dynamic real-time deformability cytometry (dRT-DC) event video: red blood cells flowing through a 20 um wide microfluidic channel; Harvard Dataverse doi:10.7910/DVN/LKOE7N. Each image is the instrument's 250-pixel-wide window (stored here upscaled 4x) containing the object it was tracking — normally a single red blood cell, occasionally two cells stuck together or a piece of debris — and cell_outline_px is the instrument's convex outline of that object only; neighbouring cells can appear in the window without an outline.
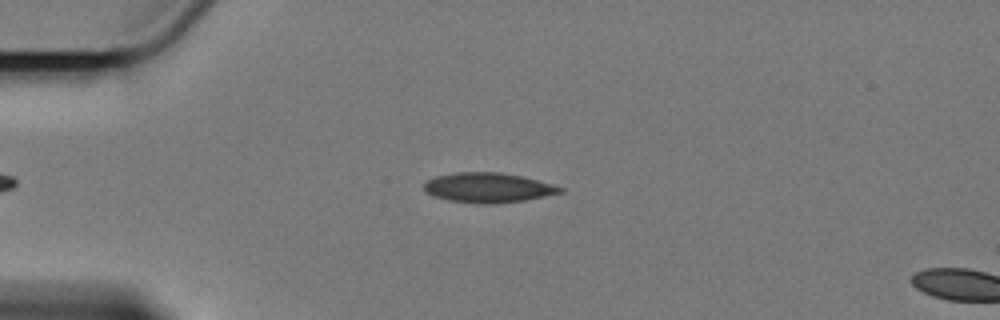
{"species": "Egyptian fruit bat (a non-hibernating species)", "species_latin": "Rousettus aegyptiacus", "temperature_condition": "cold", "stored_images_in_passage": 8, "camera_frame_rate_fps": 3000, "um_per_image_px": 0.085, "animal": {"sex": "female"}, "frame": {"image": 1, "passage_image": 5, "time_ms": 1.333, "image_size_px": [1000, 320], "cell_outline_px": [[564, 192], [524, 200], [496, 204], [476, 204], [448, 200], [432, 196], [424, 188], [424, 184], [428, 180], [436, 176], [456, 172], [500, 172], [520, 176], [552, 184], [564, 188]], "centroid_in_image_um": [41.48, 15.96], "position_along_channel_um": 43.5, "area_um2": 23.58}}